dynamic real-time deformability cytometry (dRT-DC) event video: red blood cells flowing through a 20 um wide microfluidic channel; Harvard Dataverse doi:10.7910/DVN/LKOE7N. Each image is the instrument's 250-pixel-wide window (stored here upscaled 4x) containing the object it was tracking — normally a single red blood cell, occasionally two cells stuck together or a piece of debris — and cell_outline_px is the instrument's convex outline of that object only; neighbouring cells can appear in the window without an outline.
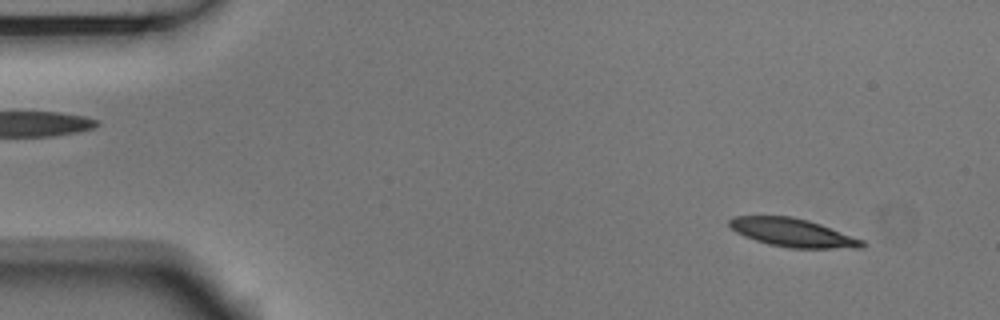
{"species": "Egyptian fruit bat (a non-hibernating species)", "species_latin": "Rousettus aegyptiacus", "temperature_condition": "room temperature", "stored_images_in_passage": 4, "camera_frame_rate_fps": 3000, "um_per_image_px": 0.085, "animal": {"sex": "male"}, "frame": {"image": 1, "passage_image": 1, "time_ms": 0.0, "image_size_px": [1000, 320], "cell_outline_px": [[868, 244], [864, 248], [788, 248], [768, 244], [744, 236], [736, 232], [728, 224], [728, 220], [732, 216], [792, 216], [808, 220], [820, 224], [864, 240]], "centroid_in_image_um": [67.4, 19.78], "position_along_channel_um": 17.6, "area_um2": 22.02}}
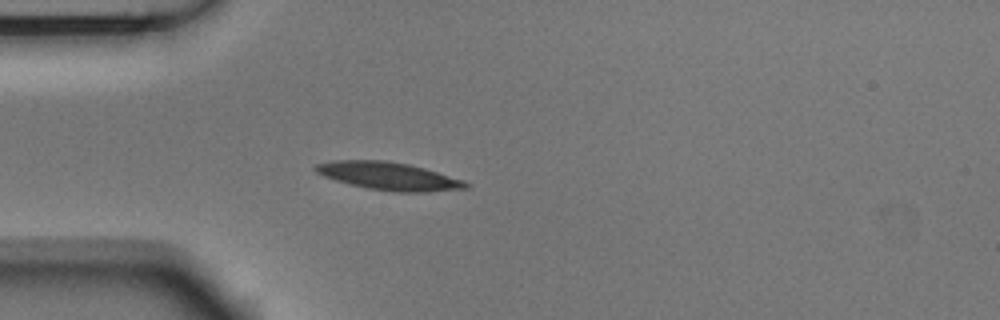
{"frame": {"image": 2, "passage_image": 4, "time_ms": 1.0, "image_size_px": [1000, 320], "cell_outline_px": [[468, 188], [428, 192], [396, 192], [368, 188], [336, 180], [324, 176], [316, 172], [312, 168], [316, 164], [332, 160], [388, 160], [408, 164], [424, 168], [464, 180], [468, 184]], "centroid_in_image_um": [33.03, 14.96], "position_along_channel_um": 52.0, "area_um2": 24.28}}